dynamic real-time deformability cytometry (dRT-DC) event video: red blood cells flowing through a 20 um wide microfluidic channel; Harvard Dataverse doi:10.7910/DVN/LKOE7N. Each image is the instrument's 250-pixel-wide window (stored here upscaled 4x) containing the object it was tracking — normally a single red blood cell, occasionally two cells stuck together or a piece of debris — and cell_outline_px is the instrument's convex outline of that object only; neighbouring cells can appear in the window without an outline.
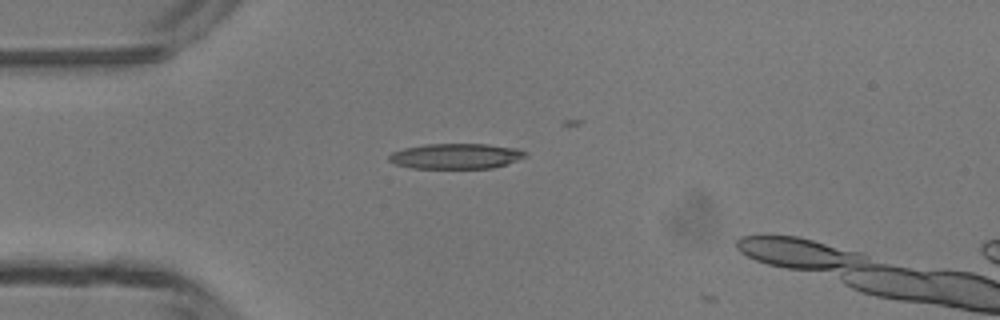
{"species": "common noctule bat (a hibernating species)", "species_latin": "Nyctalus noctula", "temperature_condition": "room temperature", "stored_images_in_passage": 5, "camera_frame_rate_fps": 3000, "um_per_image_px": 0.085, "animal": {"sex": "male", "body_mass_g": 13.3}, "frame": {"image": 1, "passage_image": 4, "time_ms": 4.0, "image_size_px": [1000, 320], "cell_outline_px": [[528, 156], [492, 168], [412, 168], [396, 164], [388, 160], [388, 156], [392, 152], [404, 148], [424, 144], [488, 144], [520, 148], [528, 152]], "centroid_in_image_um": [38.78, 13.26], "position_along_channel_um": 46.2, "area_um2": 20.23}}